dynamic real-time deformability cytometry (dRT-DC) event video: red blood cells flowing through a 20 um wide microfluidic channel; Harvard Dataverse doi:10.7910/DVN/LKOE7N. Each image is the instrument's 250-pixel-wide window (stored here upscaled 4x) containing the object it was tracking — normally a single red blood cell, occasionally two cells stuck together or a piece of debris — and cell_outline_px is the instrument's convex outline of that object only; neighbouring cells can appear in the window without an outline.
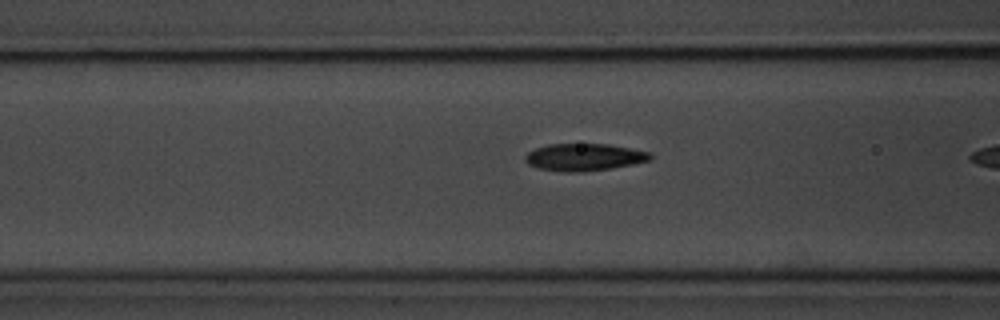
{"species": "common noctule bat (a hibernating species)", "species_latin": "Nyctalus noctula", "temperature_condition": "room temperature", "stored_images_in_passage": 18, "camera_frame_rate_fps": 3000, "um_per_image_px": 0.085, "animal": {"sex": "male", "body_mass_g": 20.1, "forearm_length_mm": 53.5}, "frame": {"image": 1, "passage_image": 17, "time_ms": 5.333, "image_size_px": [1000, 320], "cell_outline_px": [[652, 160], [612, 168], [580, 172], [564, 172], [540, 168], [528, 164], [524, 160], [524, 156], [528, 152], [536, 148], [548, 144], [608, 144], [648, 152], [652, 156]], "centroid_in_image_um": [49.63, 13.36], "position_along_channel_um": 117.0, "area_um2": 19.71}}